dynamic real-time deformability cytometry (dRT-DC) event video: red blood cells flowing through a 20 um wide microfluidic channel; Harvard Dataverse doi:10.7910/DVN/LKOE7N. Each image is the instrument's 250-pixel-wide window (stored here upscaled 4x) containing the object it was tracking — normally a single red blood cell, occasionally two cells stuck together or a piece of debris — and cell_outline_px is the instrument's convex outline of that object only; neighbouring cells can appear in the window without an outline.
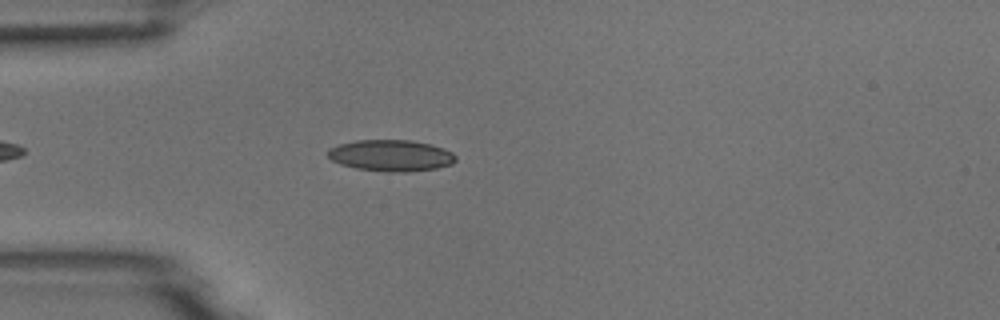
{"species": "common noctule bat (a hibernating species)", "species_latin": "Nyctalus noctula", "temperature_condition": "room temperature", "stored_images_in_passage": 40, "camera_frame_rate_fps": 3000, "um_per_image_px": 0.085, "animal": {"sex": "male", "body_mass_g": 18.8}, "frame": {"image": 1, "passage_image": 6, "time_ms": 1.667, "image_size_px": [1000, 320], "cell_outline_px": [[456, 160], [452, 164], [436, 168], [412, 172], [384, 172], [356, 168], [340, 164], [332, 160], [328, 156], [328, 148], [340, 144], [356, 140], [412, 140], [432, 144], [444, 148], [452, 152], [456, 156]], "centroid_in_image_um": [33.26, 13.22], "position_along_channel_um": 51.7, "area_um2": 23.64}}
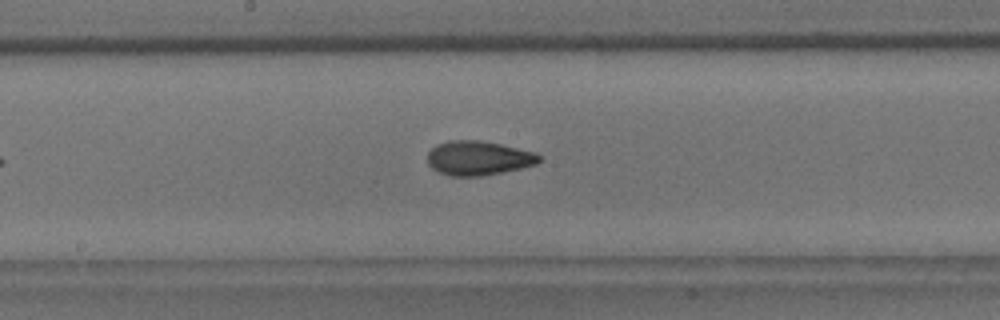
{"frame": {"image": 2, "passage_image": 19, "time_ms": 6.0, "image_size_px": [1000, 320], "cell_outline_px": [[540, 160], [536, 164], [520, 168], [480, 176], [448, 176], [432, 168], [428, 164], [428, 152], [436, 144], [448, 140], [480, 140], [500, 144], [536, 152], [540, 156]], "centroid_in_image_um": [40.64, 13.43], "position_along_channel_um": 207.6, "area_um2": 22.25}}
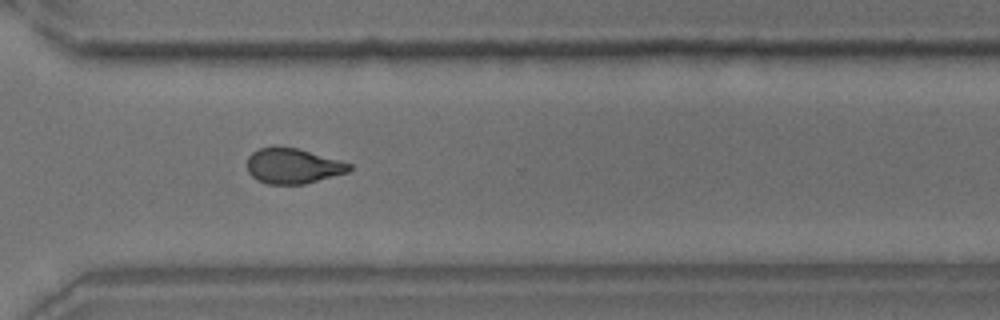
{"frame": {"image": 3, "passage_image": 30, "time_ms": 9.667, "image_size_px": [1000, 320], "cell_outline_px": [[352, 168], [348, 172], [304, 184], [268, 184], [256, 180], [248, 172], [248, 156], [252, 152], [260, 148], [272, 144], [280, 144], [300, 148], [340, 160], [352, 164]], "centroid_in_image_um": [24.88, 14.06], "position_along_channel_um": 345.7, "area_um2": 21.56}}